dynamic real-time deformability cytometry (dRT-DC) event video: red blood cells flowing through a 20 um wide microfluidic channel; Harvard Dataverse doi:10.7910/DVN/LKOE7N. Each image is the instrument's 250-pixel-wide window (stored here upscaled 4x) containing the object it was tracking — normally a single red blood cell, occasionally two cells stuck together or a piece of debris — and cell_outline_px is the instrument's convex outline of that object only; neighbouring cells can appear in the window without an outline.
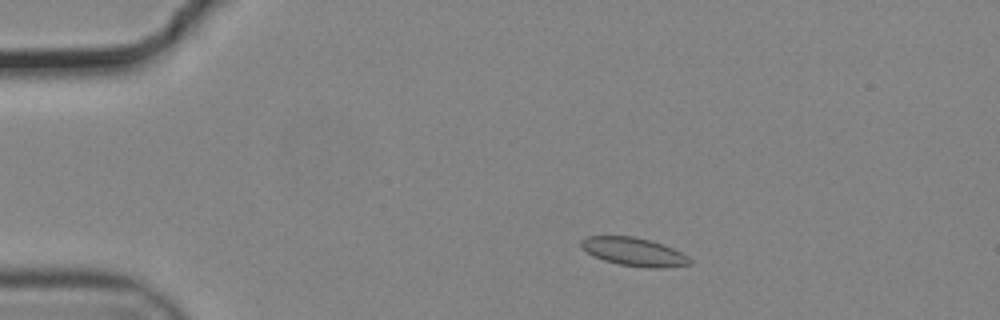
{"species": "common noctule bat (a hibernating species)", "species_latin": "Nyctalus noctula", "temperature_condition": "cold", "stored_images_in_passage": 53, "camera_frame_rate_fps": 3000, "um_per_image_px": 0.085, "animal": {"sex": "male", "body_mass_g": 19.2, "forearm_length_mm": 51.8}, "frame": {"image": 1, "passage_image": 8, "time_ms": 2.333, "image_size_px": [1000, 320], "cell_outline_px": [[692, 264], [664, 268], [648, 268], [620, 264], [604, 260], [592, 256], [580, 244], [580, 240], [588, 236], [636, 236], [652, 240], [664, 244], [688, 256], [692, 260]], "centroid_in_image_um": [53.92, 21.4], "position_along_channel_um": 31.1, "area_um2": 18.03}}
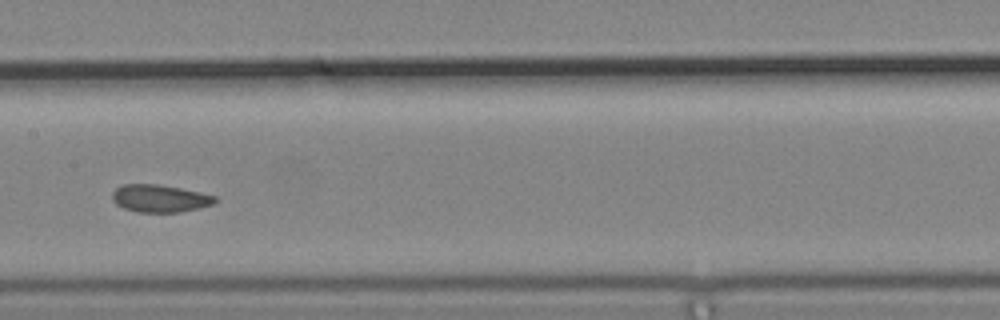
{"frame": {"image": 2, "passage_image": 26, "time_ms": 8.333, "image_size_px": [1000, 320], "cell_outline_px": [[220, 200], [212, 204], [200, 208], [180, 212], [136, 212], [124, 208], [116, 204], [112, 200], [112, 192], [116, 188], [124, 184], [160, 184], [200, 192], [216, 196]], "centroid_in_image_um": [13.6, 16.86], "position_along_channel_um": 193.8, "area_um2": 16.65}}
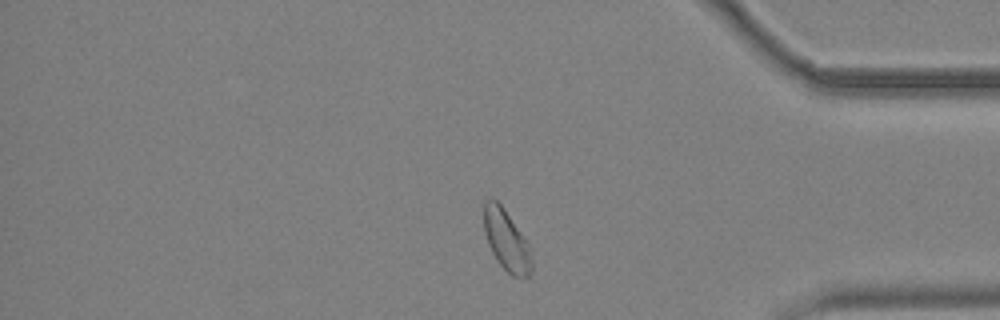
{"frame": {"image": 3, "passage_image": 44, "time_ms": 14.333, "image_size_px": [1000, 320], "cell_outline_px": [[532, 272], [528, 276], [512, 276], [496, 260], [488, 244], [484, 232], [484, 200], [488, 196], [492, 196], [504, 208], [528, 240], [532, 248]], "centroid_in_image_um": [43.07, 20.38], "position_along_channel_um": 392.1, "area_um2": 17.46}, "authors_computed_cell_mechanics": {"area_um2": 17.5134, "velocity_mm_per_s": 3.6863, "shape_relaxation_time_tau1_ms": 5.0561, "shape_relaxation_time_tau2_ms": 2.9772, "deformation_change_tau1": 0.0742, "deformation_change_tau2": 0.0405}}